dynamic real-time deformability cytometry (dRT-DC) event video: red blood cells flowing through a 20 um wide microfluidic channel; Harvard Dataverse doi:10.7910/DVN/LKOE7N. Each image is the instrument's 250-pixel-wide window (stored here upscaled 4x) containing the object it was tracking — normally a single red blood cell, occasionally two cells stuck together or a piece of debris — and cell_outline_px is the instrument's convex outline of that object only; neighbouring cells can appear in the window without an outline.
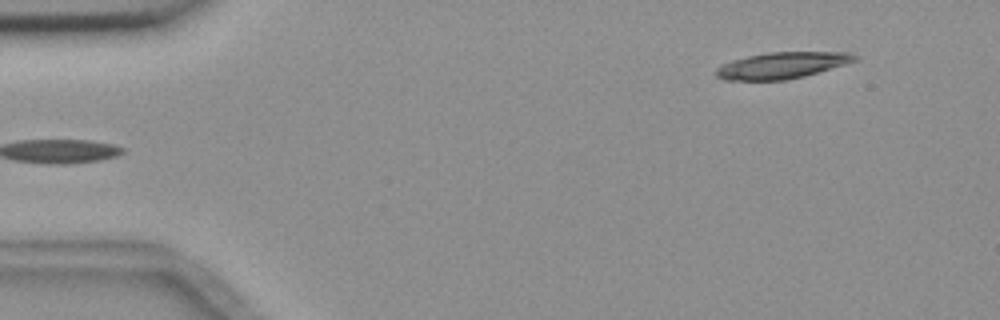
{"species": "common noctule bat (a hibernating species)", "species_latin": "Nyctalus noctula", "temperature_condition": "room temperature", "stored_images_in_passage": 6, "camera_frame_rate_fps": 3000, "um_per_image_px": 0.085, "animal": {"sex": "female", "body_mass_g": 18.4}, "frame": {"image": 1, "passage_image": 6, "time_ms": 5.667, "image_size_px": [1000, 320], "cell_outline_px": [[860, 56], [856, 60], [844, 64], [804, 76], [784, 80], [724, 80], [716, 76], [716, 68], [720, 64], [732, 60], [748, 56], [768, 52], [852, 52]], "centroid_in_image_um": [66.44, 5.55], "position_along_channel_um": 18.6, "area_um2": 21.27}}